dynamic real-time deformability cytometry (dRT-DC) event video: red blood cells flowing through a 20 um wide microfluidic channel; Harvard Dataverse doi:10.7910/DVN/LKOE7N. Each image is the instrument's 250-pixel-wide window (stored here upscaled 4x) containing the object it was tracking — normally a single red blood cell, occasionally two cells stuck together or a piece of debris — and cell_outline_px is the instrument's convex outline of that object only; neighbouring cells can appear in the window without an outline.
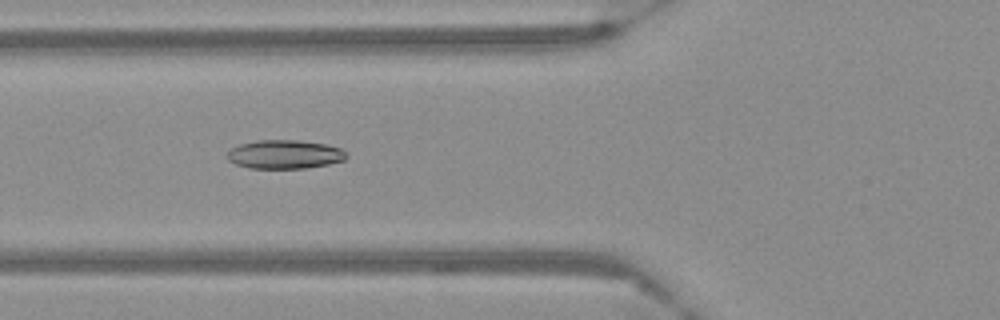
{"species": "Egyptian fruit bat (a non-hibernating species)", "species_latin": "Rousettus aegyptiacus", "temperature_condition": "warm", "stored_images_in_passage": 46, "camera_frame_rate_fps": 3000, "um_per_image_px": 0.085, "frame": {"image": 1, "passage_image": 11, "time_ms": 3.333, "image_size_px": [1000, 320], "cell_outline_px": [[348, 156], [344, 160], [328, 164], [304, 168], [248, 168], [236, 164], [228, 160], [224, 156], [232, 148], [240, 144], [256, 140], [300, 140], [324, 144], [340, 148]], "centroid_in_image_um": [24.16, 13.12], "position_along_channel_um": 101.6, "area_um2": 19.94}}
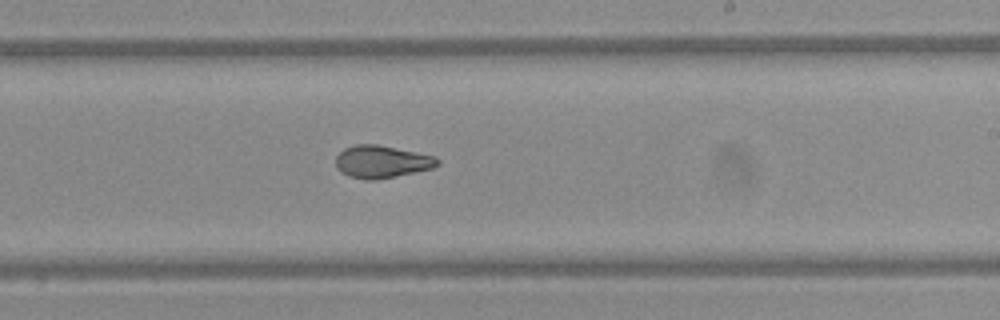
{"frame": {"image": 2, "passage_image": 24, "time_ms": 7.667, "image_size_px": [1000, 320], "cell_outline_px": [[440, 164], [432, 168], [376, 180], [364, 180], [348, 176], [340, 172], [336, 168], [336, 156], [344, 148], [356, 144], [376, 144], [436, 156], [440, 160]], "centroid_in_image_um": [32.42, 13.75], "position_along_channel_um": 256.6, "area_um2": 19.31}}
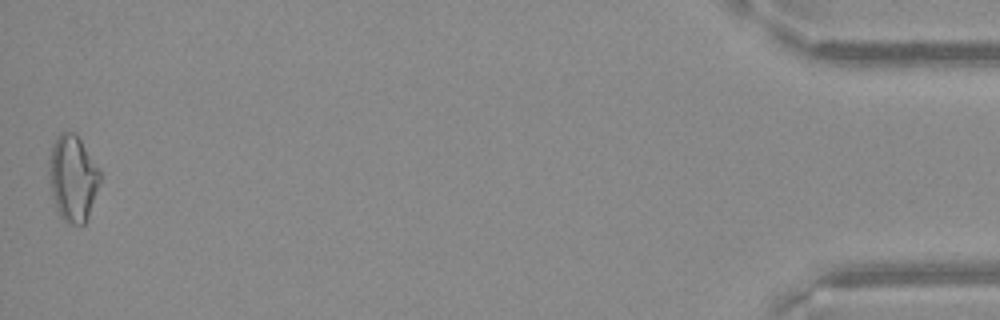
{"frame": {"image": 3, "passage_image": 46, "time_ms": 15.0, "image_size_px": [1000, 320], "cell_outline_px": [[100, 180], [88, 216], [84, 224], [68, 224], [60, 216], [56, 208], [52, 196], [48, 180], [48, 164], [52, 144], [56, 136], [60, 132], [72, 132], [80, 140], [100, 168]], "centroid_in_image_um": [6.15, 15.13], "position_along_channel_um": 429.0, "area_um2": 25.61}}